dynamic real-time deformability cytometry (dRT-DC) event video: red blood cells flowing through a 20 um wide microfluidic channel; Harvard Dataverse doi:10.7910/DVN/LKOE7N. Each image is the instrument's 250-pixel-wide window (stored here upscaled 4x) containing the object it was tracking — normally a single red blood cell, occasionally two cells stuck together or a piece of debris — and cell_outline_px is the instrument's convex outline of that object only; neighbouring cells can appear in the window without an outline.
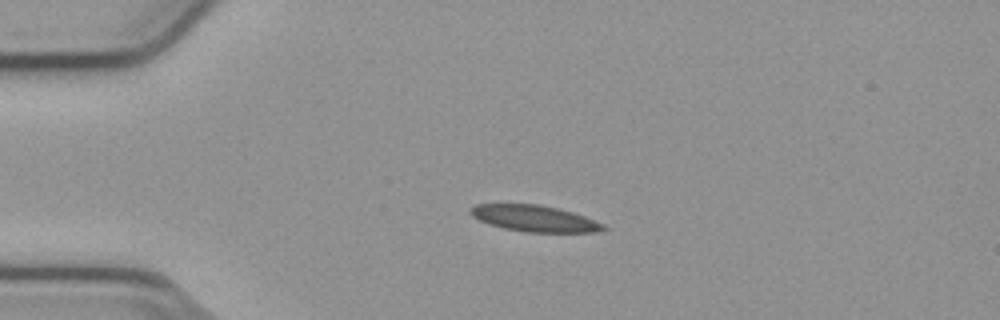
{"species": "common noctule bat (a hibernating species)", "species_latin": "Nyctalus noctula", "temperature_condition": "cold", "stored_images_in_passage": 42, "camera_frame_rate_fps": 3000, "um_per_image_px": 0.085, "animal": {"sex": "male", "body_mass_g": 23.1, "forearm_length_mm": 52.7}, "frame": {"image": 1, "passage_image": 1, "time_ms": 0.0, "image_size_px": [1000, 320], "cell_outline_px": [[608, 228], [596, 232], [524, 232], [504, 228], [488, 224], [472, 216], [468, 212], [476, 204], [540, 204], [572, 212], [584, 216], [604, 224]], "centroid_in_image_um": [45.43, 18.57], "position_along_channel_um": 39.6, "area_um2": 20.29}}
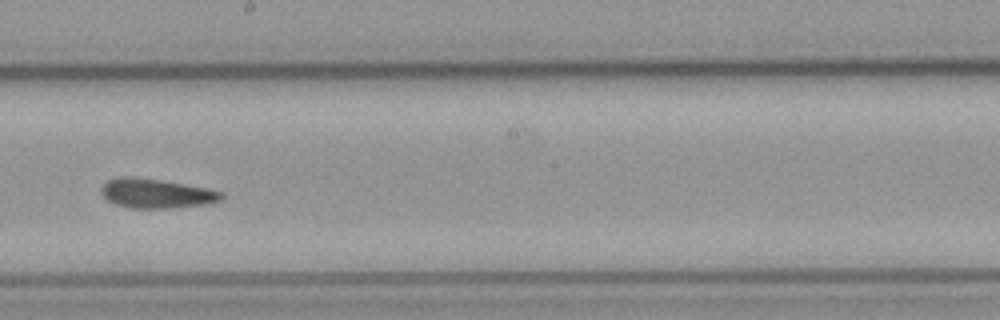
{"frame": {"image": 2, "passage_image": 19, "time_ms": 6.0, "image_size_px": [1000, 320], "cell_outline_px": [[224, 196], [220, 200], [212, 204], [172, 208], [128, 208], [116, 204], [108, 200], [100, 192], [100, 188], [108, 180], [120, 176], [128, 176], [160, 180], [204, 188], [224, 192]], "centroid_in_image_um": [13.29, 16.45], "position_along_channel_um": 234.9, "area_um2": 20.58}}
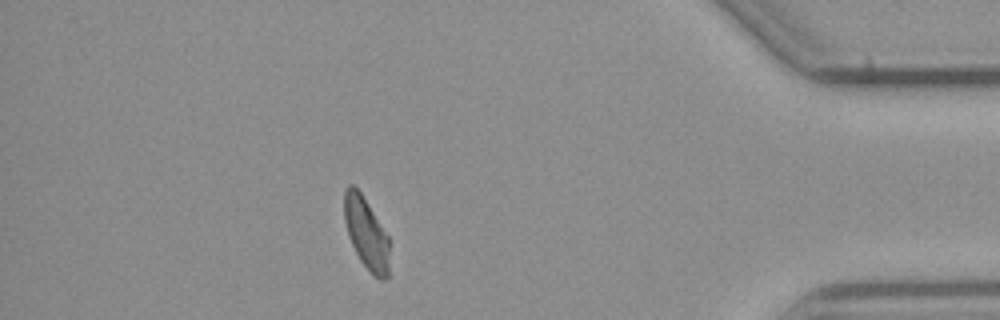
{"frame": {"image": 3, "passage_image": 36, "time_ms": 11.667, "image_size_px": [1000, 320], "cell_outline_px": [[388, 276], [384, 280], [380, 280], [372, 276], [360, 260], [348, 236], [344, 220], [344, 188], [348, 184], [352, 184], [360, 192], [368, 204], [388, 236]], "centroid_in_image_um": [31.11, 19.84], "position_along_channel_um": 404.1, "area_um2": 18.73}, "authors_computed_cell_mechanics": {"area_um2": 20.2878, "velocity_mm_per_s": 3.7888, "shape_relaxation_time_tau1_ms": 10.1353, "shape_relaxation_time_tau2_ms": 3.7095, "deformation_change_tau1": 0.188, "deformation_change_tau2": 0.0975}}